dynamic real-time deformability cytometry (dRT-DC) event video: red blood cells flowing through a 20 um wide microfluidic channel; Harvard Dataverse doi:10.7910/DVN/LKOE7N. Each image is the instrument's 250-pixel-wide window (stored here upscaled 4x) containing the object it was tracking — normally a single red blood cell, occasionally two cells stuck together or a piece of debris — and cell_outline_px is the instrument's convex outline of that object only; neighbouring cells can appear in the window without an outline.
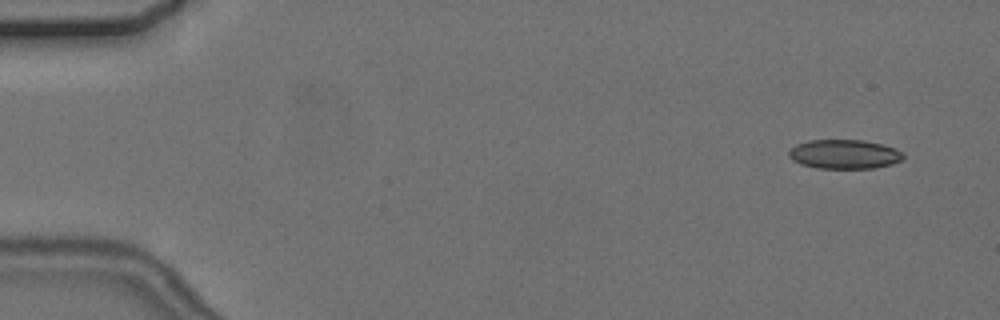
{"species": "common noctule bat (a hibernating species)", "species_latin": "Nyctalus noctula", "temperature_condition": "cold", "stored_images_in_passage": 6, "camera_frame_rate_fps": 3000, "um_per_image_px": 0.085, "animal": {"sex": "female", "body_mass_g": 24.6, "forearm_length_mm": 56.2}, "frame": {"image": 1, "passage_image": 1, "time_ms": 0.0, "image_size_px": [1000, 320], "cell_outline_px": [[904, 156], [900, 160], [892, 164], [872, 168], [816, 168], [800, 164], [792, 160], [788, 156], [788, 152], [796, 144], [808, 140], [864, 140], [884, 144], [896, 148], [904, 152]], "centroid_in_image_um": [71.77, 13.1], "position_along_channel_um": 13.2, "area_um2": 19.65}}
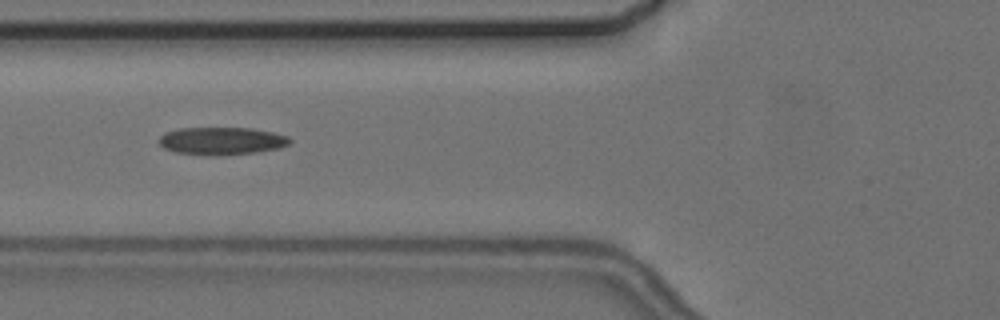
{"frame": {"image": 2, "passage_image": 5, "time_ms": 6.0, "image_size_px": [1000, 320], "cell_outline_px": [[292, 140], [288, 144], [280, 148], [260, 152], [224, 156], [208, 156], [176, 152], [164, 148], [160, 144], [160, 136], [164, 132], [180, 128], [252, 128], [272, 132], [288, 136]], "centroid_in_image_um": [18.86, 11.99], "position_along_channel_um": 106.9, "area_um2": 21.39}}
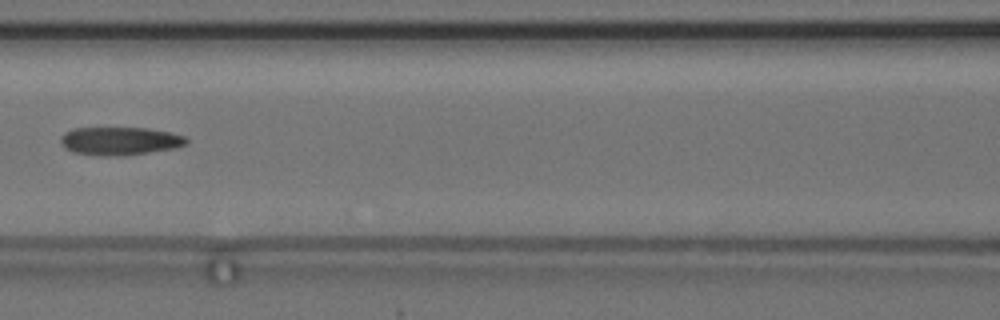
{"frame": {"image": 3, "passage_image": 6, "time_ms": 7.333, "image_size_px": [1000, 320], "cell_outline_px": [[188, 144], [176, 148], [124, 156], [104, 156], [72, 152], [64, 148], [60, 144], [60, 136], [64, 132], [76, 128], [148, 128], [172, 132], [184, 136], [188, 140]], "centroid_in_image_um": [10.19, 11.99], "position_along_channel_um": 156.4, "area_um2": 20.92}}